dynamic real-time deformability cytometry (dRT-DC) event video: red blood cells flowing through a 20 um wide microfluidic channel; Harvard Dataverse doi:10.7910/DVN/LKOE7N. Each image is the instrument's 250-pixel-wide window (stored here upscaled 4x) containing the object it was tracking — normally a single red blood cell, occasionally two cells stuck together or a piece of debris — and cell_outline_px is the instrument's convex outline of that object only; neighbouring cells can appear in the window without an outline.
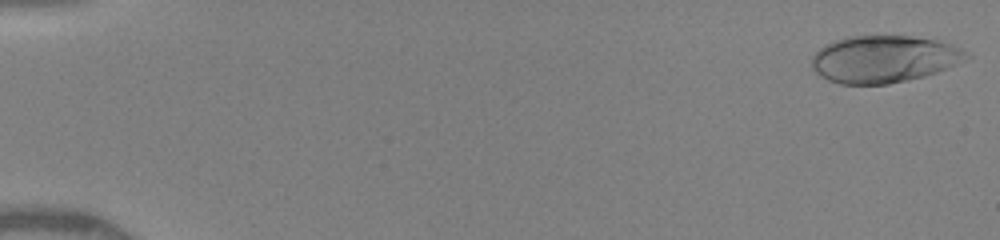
{"species": "human", "species_latin": "Homo sapiens", "temperature_condition": "warm", "stored_images_in_passage": 44, "camera_frame_rate_fps": 3000, "um_per_image_px": 0.085, "donor": {"sex": "female"}, "frame": {"image": 1, "passage_image": 1, "time_ms": 0.0, "image_size_px": [1000, 240], "cell_outline_px": [[972, 56], [936, 72], [924, 76], [908, 80], [888, 84], [840, 84], [828, 80], [820, 76], [812, 68], [812, 56], [824, 44], [848, 36], [912, 36], [936, 40], [952, 44], [960, 48]], "centroid_in_image_um": [75.1, 5.02], "position_along_channel_um": 9.9, "area_um2": 42.31}}
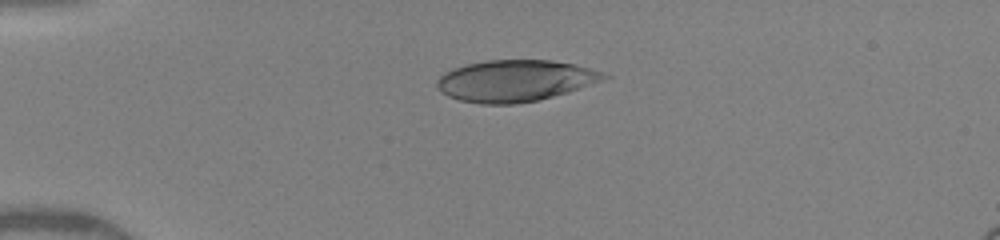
{"frame": {"image": 2, "passage_image": 34, "time_ms": 3.667, "image_size_px": [1000, 240], "cell_outline_px": [[612, 76], [604, 80], [568, 92], [536, 100], [512, 104], [480, 104], [460, 100], [448, 96], [440, 92], [436, 88], [436, 80], [444, 72], [452, 68], [468, 64], [488, 60], [552, 60], [572, 64], [604, 72]], "centroid_in_image_um": [43.76, 6.86], "position_along_channel_um": 41.2, "area_um2": 40.34}}